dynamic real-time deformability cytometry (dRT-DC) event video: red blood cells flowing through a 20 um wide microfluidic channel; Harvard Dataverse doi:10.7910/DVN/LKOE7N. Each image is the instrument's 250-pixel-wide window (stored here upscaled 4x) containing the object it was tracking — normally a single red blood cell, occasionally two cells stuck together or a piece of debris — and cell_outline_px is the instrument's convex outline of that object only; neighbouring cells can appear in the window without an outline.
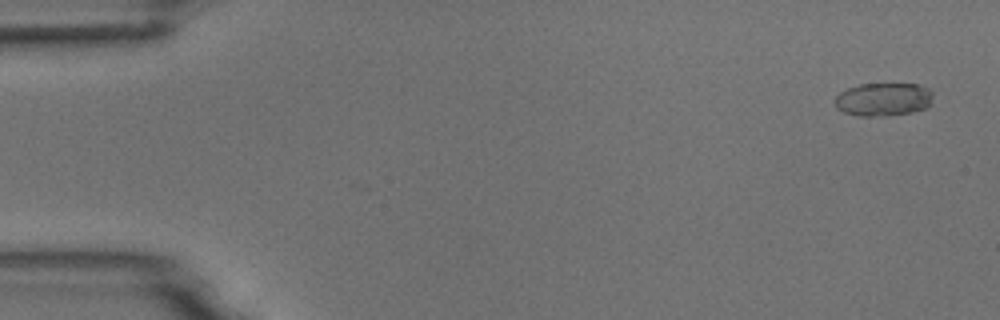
{"species": "common noctule bat (a hibernating species)", "species_latin": "Nyctalus noctula", "temperature_condition": "room temperature", "stored_images_in_passage": 4, "camera_frame_rate_fps": 3000, "um_per_image_px": 0.085, "animal": {"sex": "male", "body_mass_g": 18.8}, "frame": {"image": 1, "passage_image": 1, "time_ms": 0.0, "image_size_px": [1000, 320], "cell_outline_px": [[932, 96], [928, 108], [912, 112], [884, 116], [856, 116], [844, 112], [836, 108], [836, 96], [840, 92], [848, 88], [860, 84], [920, 84], [928, 88], [932, 92]], "centroid_in_image_um": [75.1, 8.45], "position_along_channel_um": 9.9, "area_um2": 19.07}}